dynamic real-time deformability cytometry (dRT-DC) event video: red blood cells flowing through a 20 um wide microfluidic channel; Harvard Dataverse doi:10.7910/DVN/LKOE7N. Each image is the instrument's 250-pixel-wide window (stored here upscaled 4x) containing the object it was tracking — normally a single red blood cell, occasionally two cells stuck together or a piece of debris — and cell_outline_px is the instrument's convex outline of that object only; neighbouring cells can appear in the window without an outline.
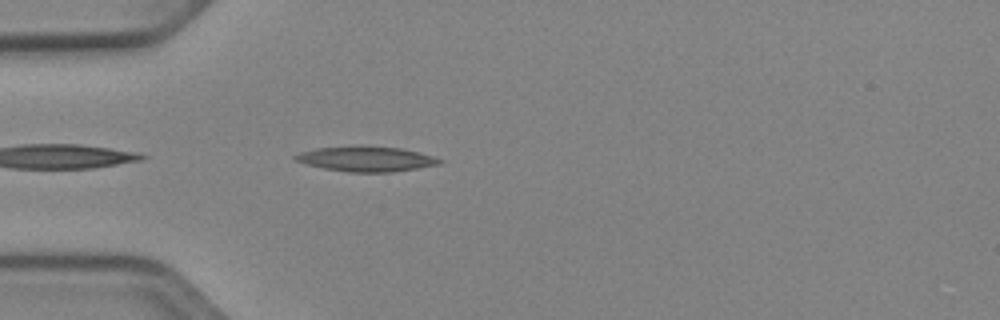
{"species": "Egyptian fruit bat (a non-hibernating species)", "species_latin": "Rousettus aegyptiacus", "temperature_condition": "cold", "stored_images_in_passage": 7, "camera_frame_rate_fps": 3000, "um_per_image_px": 0.085, "animal": {"sex": "female"}, "frame": {"image": 1, "passage_image": 2, "time_ms": 0.333, "image_size_px": [1000, 320], "cell_outline_px": [[444, 160], [440, 164], [392, 172], [348, 172], [324, 168], [292, 160], [292, 156], [300, 152], [316, 148], [400, 148], [432, 156]], "centroid_in_image_um": [31.1, 13.55], "position_along_channel_um": 53.9, "area_um2": 20.11}}
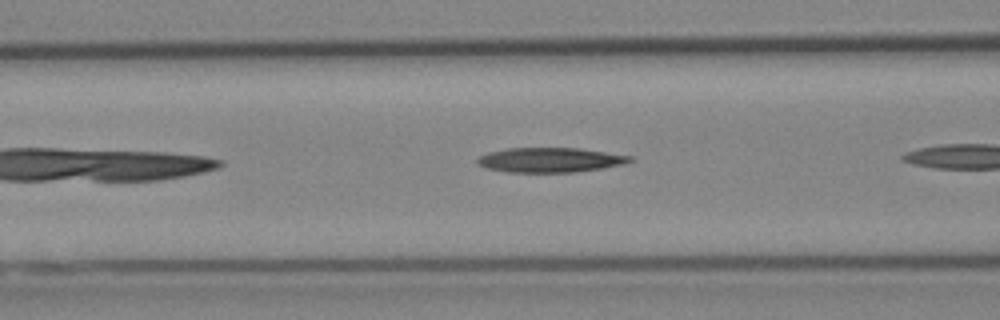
{"frame": {"image": 2, "passage_image": 5, "time_ms": 1.333, "image_size_px": [1000, 320], "cell_outline_px": [[636, 160], [624, 164], [604, 168], [576, 172], [508, 172], [488, 168], [476, 164], [476, 160], [480, 156], [488, 152], [508, 148], [580, 148], [636, 156]], "centroid_in_image_um": [46.84, 13.59], "position_along_channel_um": 119.8, "area_um2": 22.25}}